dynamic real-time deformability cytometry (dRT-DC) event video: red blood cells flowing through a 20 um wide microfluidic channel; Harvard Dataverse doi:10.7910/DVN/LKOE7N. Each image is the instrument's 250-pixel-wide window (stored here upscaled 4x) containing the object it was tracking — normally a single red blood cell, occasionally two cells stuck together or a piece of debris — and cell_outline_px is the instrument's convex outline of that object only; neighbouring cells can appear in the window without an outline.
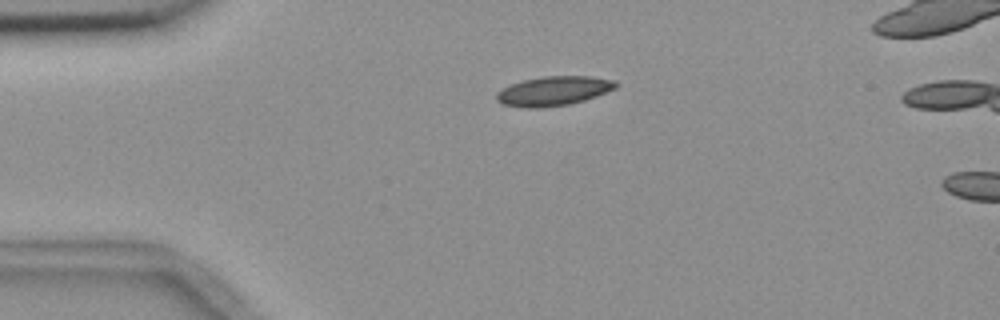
{"species": "common noctule bat (a hibernating species)", "species_latin": "Nyctalus noctula", "temperature_condition": "room temperature", "stored_images_in_passage": 2, "camera_frame_rate_fps": 3000, "um_per_image_px": 0.085, "animal": {"sex": "female", "body_mass_g": 18.4}, "frame": {"image": 1, "passage_image": 1, "time_ms": 0.0, "image_size_px": [1000, 320], "cell_outline_px": [[620, 84], [616, 88], [596, 96], [584, 100], [568, 104], [540, 108], [524, 108], [504, 104], [496, 100], [496, 92], [512, 84], [524, 80], [544, 76], [588, 76], [616, 80]], "centroid_in_image_um": [47.08, 7.73], "position_along_channel_um": 37.9, "area_um2": 20.35}}